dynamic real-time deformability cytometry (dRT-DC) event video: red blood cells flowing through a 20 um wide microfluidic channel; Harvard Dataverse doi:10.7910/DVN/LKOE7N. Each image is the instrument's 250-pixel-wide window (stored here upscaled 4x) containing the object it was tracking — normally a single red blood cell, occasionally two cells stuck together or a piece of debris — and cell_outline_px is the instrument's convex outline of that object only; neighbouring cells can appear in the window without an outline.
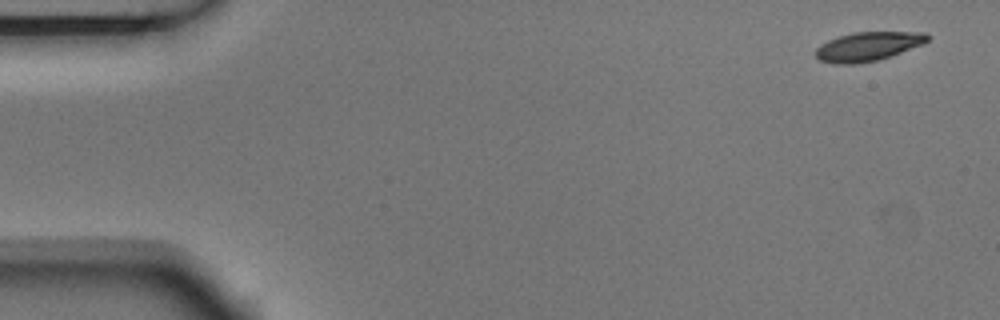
{"species": "Egyptian fruit bat (a non-hibernating species)", "species_latin": "Rousettus aegyptiacus", "temperature_condition": "room temperature", "stored_images_in_passage": 6, "camera_frame_rate_fps": 3000, "um_per_image_px": 0.085, "animal": {"sex": "male"}, "frame": {"image": 1, "passage_image": 1, "time_ms": 0.0, "image_size_px": [1000, 320], "cell_outline_px": [[928, 40], [920, 44], [880, 60], [856, 64], [836, 64], [820, 60], [816, 56], [816, 48], [820, 44], [828, 40], [852, 32], [924, 32], [928, 36]], "centroid_in_image_um": [73.72, 3.95], "position_along_channel_um": 11.3, "area_um2": 18.67}}
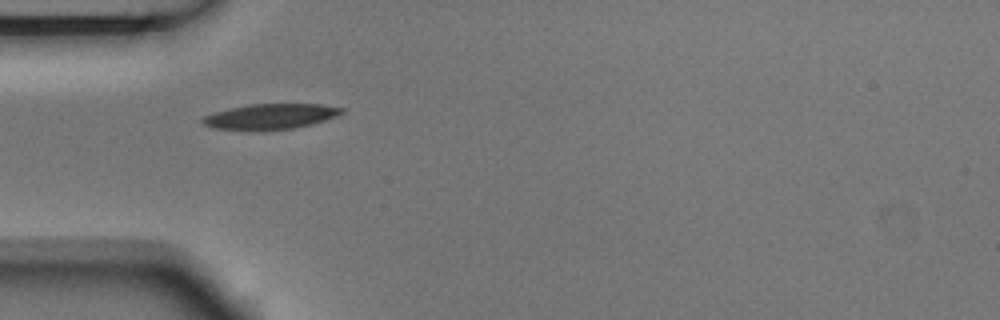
{"frame": {"image": 2, "passage_image": 5, "time_ms": 1.333, "image_size_px": [1000, 320], "cell_outline_px": [[344, 112], [336, 116], [312, 124], [292, 128], [212, 128], [204, 124], [200, 120], [204, 116], [216, 112], [232, 108], [252, 104], [320, 104], [344, 108]], "centroid_in_image_um": [23.05, 9.86], "position_along_channel_um": 62.0, "area_um2": 19.59}}
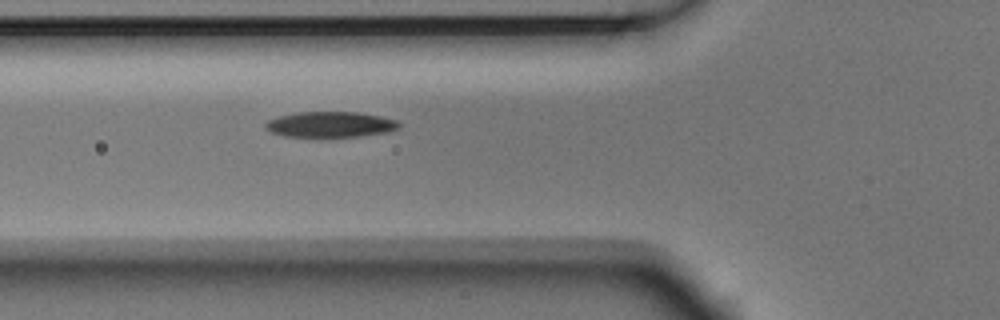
{"frame": {"image": 3, "passage_image": 6, "time_ms": 1.667, "image_size_px": [1000, 320], "cell_outline_px": [[400, 128], [388, 132], [360, 136], [328, 140], [284, 136], [272, 132], [264, 128], [264, 124], [268, 120], [280, 116], [300, 112], [356, 112], [380, 116], [396, 120], [400, 124]], "centroid_in_image_um": [28.07, 10.63], "position_along_channel_um": 97.7, "area_um2": 20.81}}